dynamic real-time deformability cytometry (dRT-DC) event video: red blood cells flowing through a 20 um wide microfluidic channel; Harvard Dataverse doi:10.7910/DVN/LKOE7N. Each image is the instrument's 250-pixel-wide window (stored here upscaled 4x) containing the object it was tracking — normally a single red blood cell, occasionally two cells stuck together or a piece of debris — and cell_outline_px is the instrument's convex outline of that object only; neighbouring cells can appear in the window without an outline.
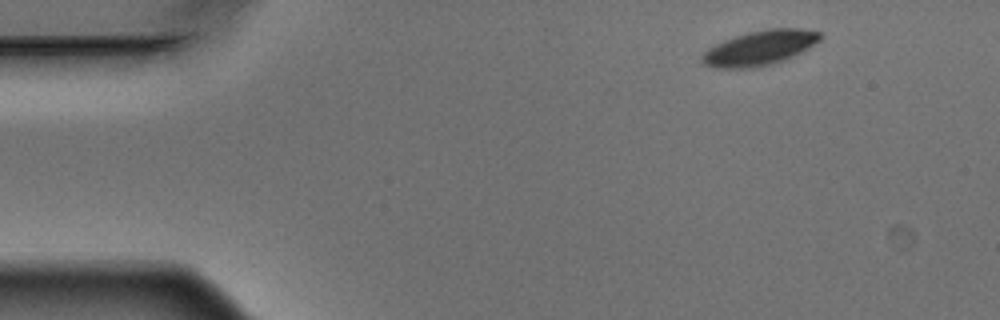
{"species": "Egyptian fruit bat (a non-hibernating species)", "species_latin": "Rousettus aegyptiacus", "temperature_condition": "warm", "stored_images_in_passage": 5, "segment_of_instrument_passage": [1, 2], "camera_frame_rate_fps": 3000, "um_per_image_px": 0.085, "animal": {"sex": "male"}, "frame": {"image": 1, "passage_image": 1, "time_ms": 0.0, "image_size_px": [1000, 320], "cell_outline_px": [[824, 36], [820, 40], [808, 48], [792, 56], [768, 64], [752, 68], [712, 68], [704, 64], [700, 60], [700, 56], [708, 48], [724, 40], [736, 36], [768, 28], [800, 28], [820, 32]], "centroid_in_image_um": [64.56, 4.07], "position_along_channel_um": 20.4, "area_um2": 23.64}}
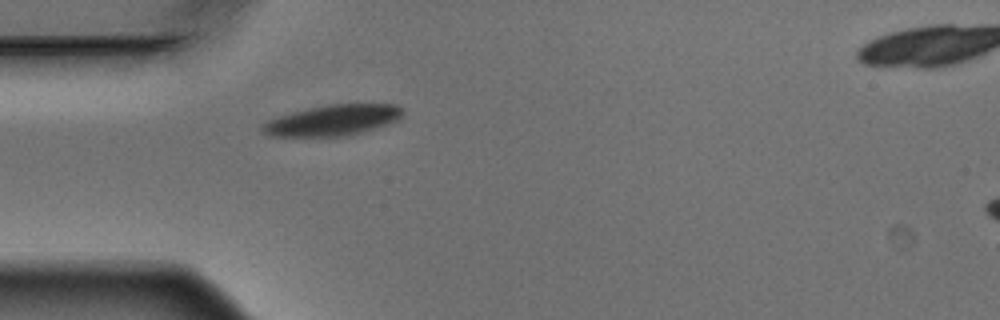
{"frame": {"image": 2, "passage_image": 4, "time_ms": 1.0, "image_size_px": [1000, 320], "cell_outline_px": [[404, 112], [396, 120], [388, 124], [348, 136], [268, 136], [260, 132], [260, 124], [268, 120], [292, 112], [308, 108], [328, 104], [396, 104], [404, 108]], "centroid_in_image_um": [28.25, 10.22], "position_along_channel_um": 56.8, "area_um2": 25.26}}